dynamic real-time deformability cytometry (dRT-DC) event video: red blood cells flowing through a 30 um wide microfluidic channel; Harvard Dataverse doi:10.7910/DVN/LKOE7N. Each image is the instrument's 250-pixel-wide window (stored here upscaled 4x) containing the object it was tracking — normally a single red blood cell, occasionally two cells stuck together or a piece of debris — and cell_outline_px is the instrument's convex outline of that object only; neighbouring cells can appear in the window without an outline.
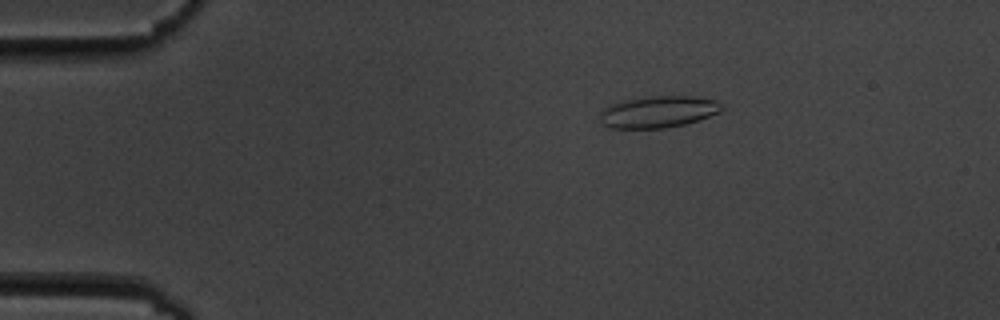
{"species": "common noctule bat (a hibernating species)", "species_latin": "Nyctalus noctula", "temperature_condition": "cold", "stored_images_in_passage": 5, "camera_frame_rate_fps": 3000, "um_per_image_px": 0.085, "animal": {"sex": "male", "body_mass_g": 19.5, "forearm_length_mm": 54.6}, "frame": {"image": 1, "passage_image": 3, "time_ms": 3.0, "image_size_px": [1000, 320], "cell_outline_px": [[724, 108], [720, 112], [684, 124], [664, 128], [612, 128], [604, 124], [600, 120], [600, 112], [604, 108], [612, 104], [624, 100], [652, 96], [696, 96], [716, 100], [724, 104]], "centroid_in_image_um": [55.98, 9.49], "position_along_channel_um": 29.0, "area_um2": 22.43}}